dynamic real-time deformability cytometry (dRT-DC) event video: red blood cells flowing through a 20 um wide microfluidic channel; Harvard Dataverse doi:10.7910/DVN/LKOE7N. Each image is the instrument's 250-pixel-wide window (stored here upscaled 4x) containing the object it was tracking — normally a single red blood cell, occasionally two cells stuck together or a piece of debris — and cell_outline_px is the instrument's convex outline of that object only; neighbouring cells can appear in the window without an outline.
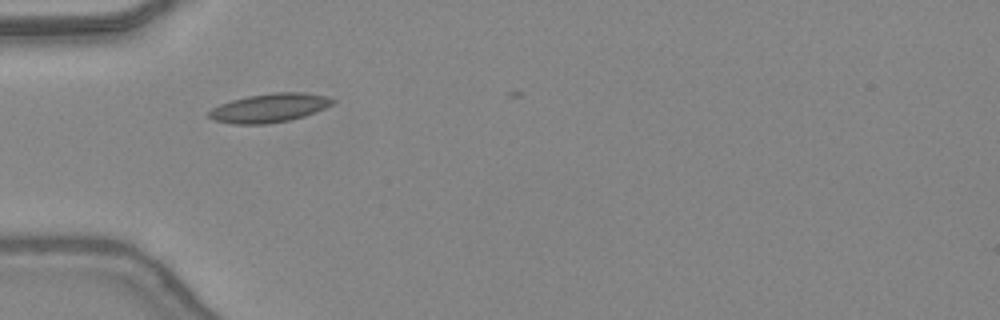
{"species": "common noctule bat (a hibernating species)", "species_latin": "Nyctalus noctula", "temperature_condition": "warm", "stored_images_in_passage": 6, "camera_frame_rate_fps": 3000, "um_per_image_px": 0.085, "animal": {"sex": "female", "body_mass_g": 24.6, "forearm_length_mm": 56.2}, "frame": {"image": 1, "passage_image": 3, "time_ms": 0.667, "image_size_px": [1000, 320], "cell_outline_px": [[336, 100], [332, 104], [316, 112], [304, 116], [288, 120], [264, 124], [232, 124], [212, 120], [208, 116], [208, 112], [212, 108], [220, 104], [232, 100], [248, 96], [276, 92], [304, 92], [328, 96]], "centroid_in_image_um": [22.9, 9.17], "position_along_channel_um": 62.1, "area_um2": 20.75}}